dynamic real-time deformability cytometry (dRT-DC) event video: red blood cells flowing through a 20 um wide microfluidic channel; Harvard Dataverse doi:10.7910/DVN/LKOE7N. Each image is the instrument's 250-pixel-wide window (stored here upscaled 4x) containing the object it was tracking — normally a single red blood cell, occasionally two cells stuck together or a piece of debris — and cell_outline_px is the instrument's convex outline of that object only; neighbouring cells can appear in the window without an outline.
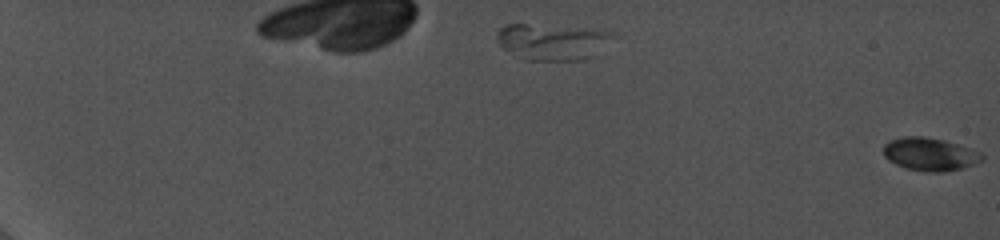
{"species": "common noctule bat (a hibernating species)", "species_latin": "Nyctalus noctula", "temperature_condition": "cold", "stored_images_in_passage": 9, "segment_of_instrument_passage": [2, 2], "camera_frame_rate_fps": 5000, "um_per_image_px": 0.085, "animal": {"sex": "female", "body_mass_g": 19.0, "forearm_length_mm": 56.7}, "frame": {"image": 1, "passage_image": 9, "time_ms": 2.0, "image_size_px": [1000, 240], "cell_outline_px": [[984, 160], [960, 168], [940, 172], [928, 172], [908, 168], [896, 164], [888, 160], [884, 156], [884, 144], [888, 140], [904, 136], [924, 136], [944, 140], [980, 152], [984, 156]], "centroid_in_image_um": [79.0, 13.09], "position_along_channel_um": 6.0, "area_um2": 18.73}}